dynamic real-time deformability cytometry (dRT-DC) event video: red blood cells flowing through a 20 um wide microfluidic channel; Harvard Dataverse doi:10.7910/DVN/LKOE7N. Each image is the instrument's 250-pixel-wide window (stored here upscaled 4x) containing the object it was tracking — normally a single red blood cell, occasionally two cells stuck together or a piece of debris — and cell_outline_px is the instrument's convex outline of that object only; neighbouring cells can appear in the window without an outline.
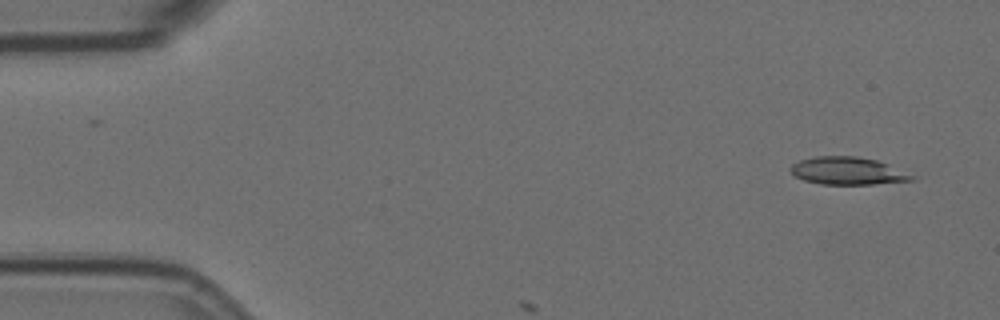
{"species": "Egyptian fruit bat (a non-hibernating species)", "species_latin": "Rousettus aegyptiacus", "temperature_condition": "room temperature", "stored_images_in_passage": 3, "camera_frame_rate_fps": 3000, "um_per_image_px": 0.085, "animal": {"sex": "female"}, "frame": {"image": 1, "passage_image": 1, "time_ms": 0.0, "image_size_px": [1000, 320], "cell_outline_px": [[912, 180], [872, 184], [820, 184], [804, 180], [796, 176], [788, 168], [792, 164], [800, 160], [816, 156], [856, 156], [876, 160], [888, 164], [912, 176]], "centroid_in_image_um": [71.97, 14.52], "position_along_channel_um": 13.0, "area_um2": 19.13}}